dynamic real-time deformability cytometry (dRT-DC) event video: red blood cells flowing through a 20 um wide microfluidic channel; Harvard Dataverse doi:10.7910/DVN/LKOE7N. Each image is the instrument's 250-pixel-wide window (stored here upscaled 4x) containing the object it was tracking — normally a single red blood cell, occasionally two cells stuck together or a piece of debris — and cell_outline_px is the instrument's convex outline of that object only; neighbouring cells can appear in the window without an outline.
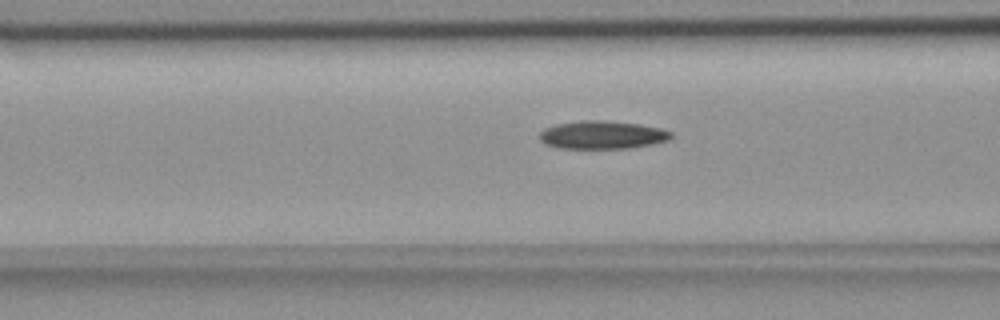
{"species": "common noctule bat (a hibernating species)", "species_latin": "Nyctalus noctula", "temperature_condition": "room temperature", "stored_images_in_passage": 54, "camera_frame_rate_fps": 3000, "um_per_image_px": 0.085, "animal": {"sex": "female", "body_mass_g": 18.4}, "frame": {"image": 1, "passage_image": 20, "time_ms": 6.333, "image_size_px": [1000, 320], "cell_outline_px": [[672, 136], [668, 140], [652, 144], [628, 148], [560, 148], [544, 144], [540, 140], [540, 132], [544, 128], [556, 124], [584, 120], [600, 120], [640, 124], [660, 128], [672, 132]], "centroid_in_image_um": [51.18, 11.46], "position_along_channel_um": 115.4, "area_um2": 21.44}}
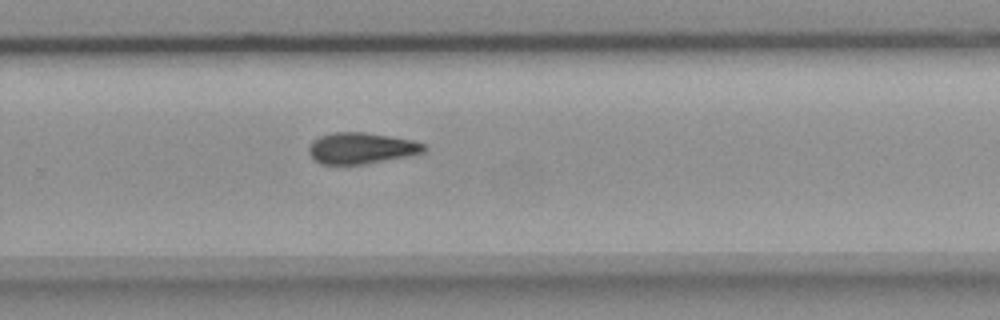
{"frame": {"image": 2, "passage_image": 35, "time_ms": 11.333, "image_size_px": [1000, 320], "cell_outline_px": [[428, 152], [408, 156], [364, 164], [320, 164], [308, 152], [308, 148], [312, 140], [320, 136], [332, 132], [364, 132], [412, 140], [424, 144], [428, 148]], "centroid_in_image_um": [30.73, 12.59], "position_along_channel_um": 299.1, "area_um2": 20.98}}
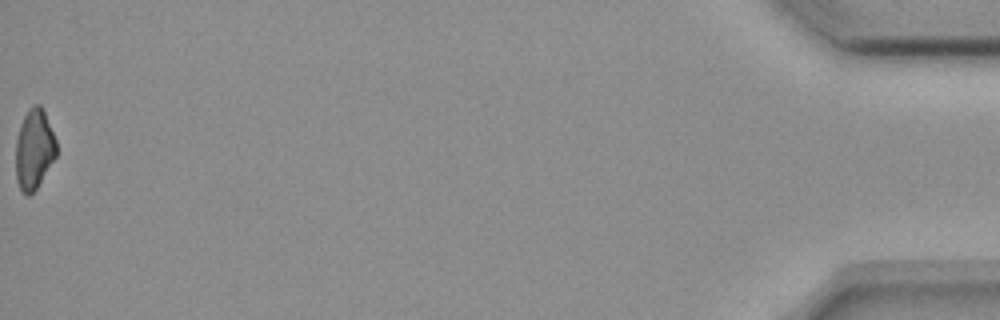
{"frame": {"image": 3, "passage_image": 54, "time_ms": 17.667, "image_size_px": [1000, 320], "cell_outline_px": [[56, 156], [36, 188], [28, 196], [20, 188], [16, 180], [16, 140], [24, 116], [28, 108], [32, 104], [40, 104], [44, 108], [56, 140]], "centroid_in_image_um": [2.91, 12.63], "position_along_channel_um": 432.3, "area_um2": 18.84}, "authors_computed_cell_mechanics": {"area_um2": 20.9525, "velocity_mm_per_s": 3.6872, "shape_relaxation_time_tau1_ms": 10.7417, "shape_relaxation_time_tau2_ms": null, "deformation_change_tau1": 0.1885, "deformation_change_tau2": null}}